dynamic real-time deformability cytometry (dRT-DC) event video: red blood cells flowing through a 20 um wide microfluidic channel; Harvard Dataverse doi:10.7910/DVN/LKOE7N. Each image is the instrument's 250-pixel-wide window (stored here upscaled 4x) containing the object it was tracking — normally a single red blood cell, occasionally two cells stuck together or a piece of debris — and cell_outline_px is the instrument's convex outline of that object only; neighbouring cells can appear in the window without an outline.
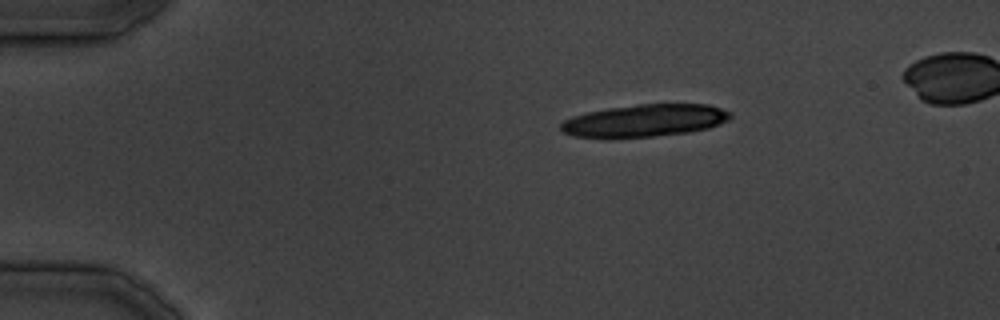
{"species": "common noctule bat (a hibernating species)", "species_latin": "Nyctalus noctula", "temperature_condition": "cold", "stored_images_in_passage": 29, "camera_frame_rate_fps": 3000, "um_per_image_px": 0.085, "animal": {"sex": "male", "body_mass_g": 19.5, "forearm_length_mm": 54.6}, "frame": {"image": 1, "passage_image": 1, "time_ms": 0.0, "image_size_px": [1000, 320], "cell_outline_px": [[732, 116], [728, 120], [720, 124], [708, 128], [688, 132], [652, 136], [572, 136], [564, 132], [560, 128], [560, 124], [564, 120], [572, 116], [588, 112], [608, 108], [636, 104], [708, 104], [732, 112]], "centroid_in_image_um": [54.86, 10.22], "position_along_channel_um": 30.1, "area_um2": 31.44}}